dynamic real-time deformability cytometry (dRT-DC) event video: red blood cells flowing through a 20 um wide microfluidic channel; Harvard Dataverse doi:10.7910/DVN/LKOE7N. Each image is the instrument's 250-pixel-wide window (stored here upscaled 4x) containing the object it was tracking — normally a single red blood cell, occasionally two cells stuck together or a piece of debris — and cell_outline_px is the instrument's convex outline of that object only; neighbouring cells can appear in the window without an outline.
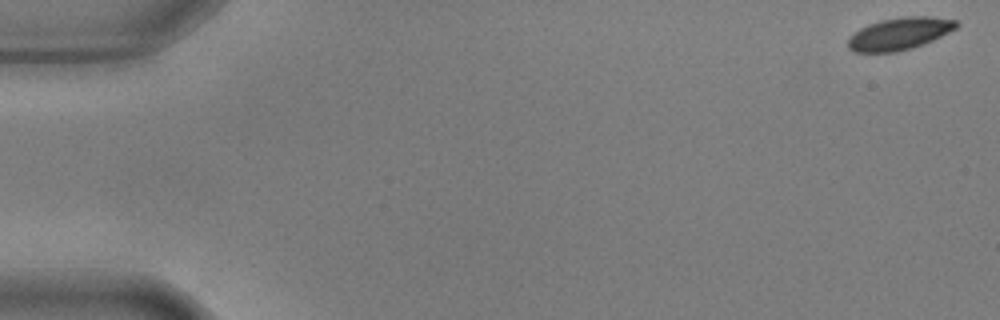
{"species": "common noctule bat (a hibernating species)", "species_latin": "Nyctalus noctula", "temperature_condition": "warm", "stored_images_in_passage": 16, "camera_frame_rate_fps": 3000, "um_per_image_px": 0.085, "animal": {"sex": "male", "body_mass_g": 17.9, "forearm_length_mm": 54.2}, "frame": {"image": 1, "passage_image": 1, "time_ms": 0.0, "image_size_px": [1000, 320], "cell_outline_px": [[960, 24], [956, 28], [924, 44], [912, 48], [896, 52], [852, 52], [848, 48], [848, 40], [860, 28], [868, 24], [880, 20], [904, 16], [928, 16], [956, 20]], "centroid_in_image_um": [76.46, 2.86], "position_along_channel_um": 8.5, "area_um2": 20.29}}
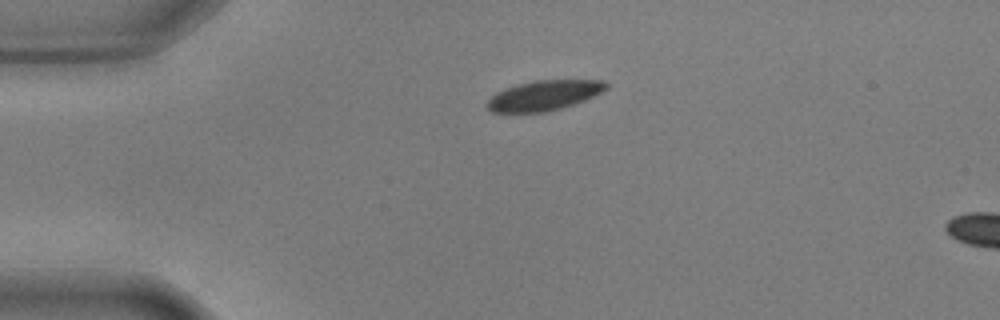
{"frame": {"image": 2, "passage_image": 13, "time_ms": 4.0, "image_size_px": [1000, 320], "cell_outline_px": [[608, 88], [584, 100], [560, 108], [544, 112], [492, 112], [484, 104], [496, 92], [504, 88], [516, 84], [536, 80], [604, 80], [608, 84]], "centroid_in_image_um": [46.21, 8.1], "position_along_channel_um": 38.8, "area_um2": 20.69}}